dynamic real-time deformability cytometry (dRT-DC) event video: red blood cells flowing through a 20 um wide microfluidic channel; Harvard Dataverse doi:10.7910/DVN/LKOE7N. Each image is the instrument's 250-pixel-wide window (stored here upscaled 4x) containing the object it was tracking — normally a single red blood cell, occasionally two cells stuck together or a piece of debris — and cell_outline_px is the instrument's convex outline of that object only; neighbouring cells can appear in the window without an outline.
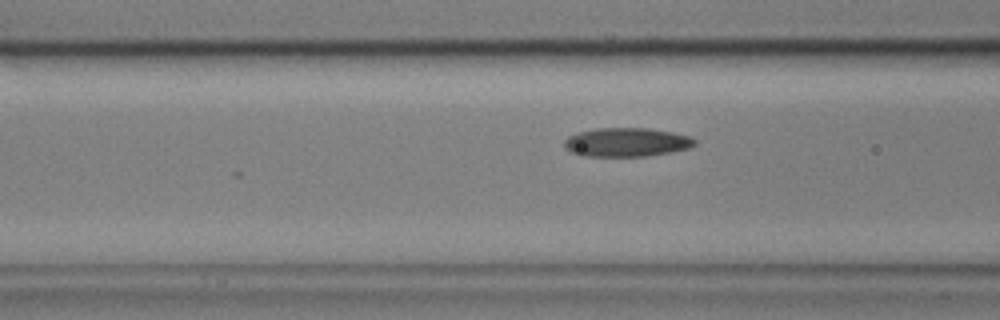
{"species": "common noctule bat (a hibernating species)", "species_latin": "Nyctalus noctula", "temperature_condition": "cold", "stored_images_in_passage": 35, "camera_frame_rate_fps": 3000, "um_per_image_px": 0.085, "animal": {"sex": "male", "body_mass_g": 17.9, "forearm_length_mm": 54.2}, "frame": {"image": 1, "passage_image": 10, "time_ms": 3.0, "image_size_px": [1000, 320], "cell_outline_px": [[696, 144], [692, 148], [644, 156], [580, 156], [568, 152], [564, 148], [564, 140], [568, 136], [576, 132], [596, 128], [648, 128], [672, 132], [688, 136], [696, 140]], "centroid_in_image_um": [53.2, 12.09], "position_along_channel_um": 113.4, "area_um2": 22.14}}
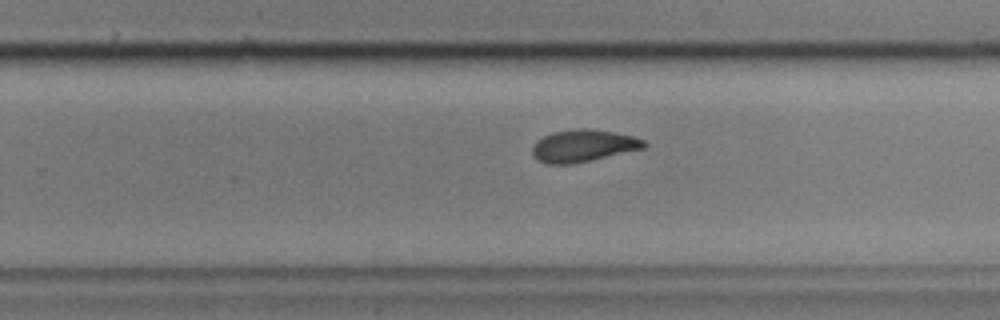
{"frame": {"image": 2, "passage_image": 24, "time_ms": 7.667, "image_size_px": [1000, 320], "cell_outline_px": [[648, 144], [644, 148], [572, 164], [544, 164], [532, 152], [532, 148], [536, 140], [552, 132], [572, 128], [588, 128], [612, 132], [632, 136], [644, 140]], "centroid_in_image_um": [49.56, 12.38], "position_along_channel_um": 280.2, "area_um2": 20.81}}
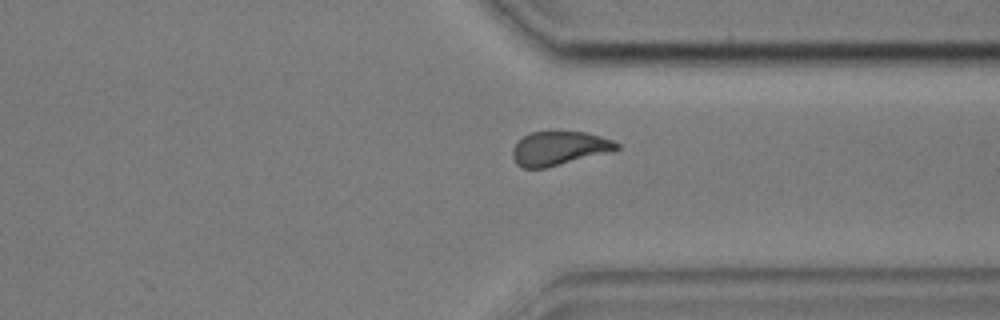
{"frame": {"image": 3, "passage_image": 31, "time_ms": 10.0, "image_size_px": [1000, 320], "cell_outline_px": [[620, 148], [612, 152], [544, 168], [524, 168], [516, 164], [512, 156], [512, 148], [524, 136], [532, 132], [584, 132], [600, 136], [612, 140], [620, 144]], "centroid_in_image_um": [47.55, 12.62], "position_along_channel_um": 363.9, "area_um2": 20.46}}